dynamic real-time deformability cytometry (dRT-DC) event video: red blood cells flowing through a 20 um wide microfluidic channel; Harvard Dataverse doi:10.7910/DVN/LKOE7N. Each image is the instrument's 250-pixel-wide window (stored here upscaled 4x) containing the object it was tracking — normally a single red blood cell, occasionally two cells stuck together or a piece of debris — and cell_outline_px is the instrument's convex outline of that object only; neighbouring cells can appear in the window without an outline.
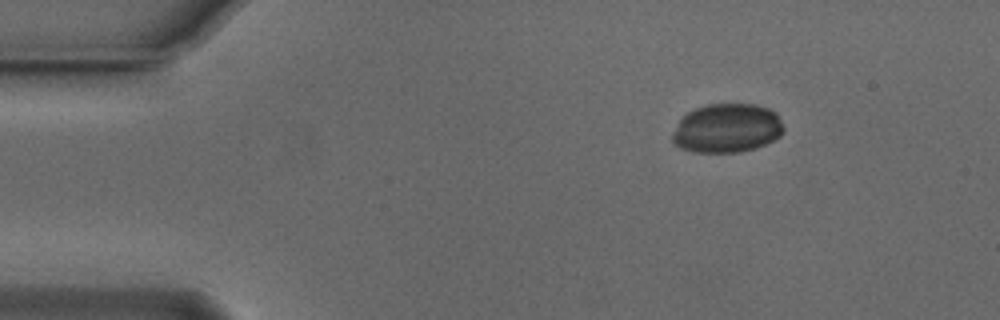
{"species": "Egyptian fruit bat (a non-hibernating species)", "species_latin": "Rousettus aegyptiacus", "temperature_condition": "cold", "stored_images_in_passage": 48, "camera_frame_rate_fps": 3000, "um_per_image_px": 0.085, "animal": {"sex": "male"}, "frame": {"image": 1, "passage_image": 1, "time_ms": 0.0, "image_size_px": [1000, 320], "cell_outline_px": [[784, 132], [780, 136], [756, 148], [736, 152], [692, 152], [680, 148], [672, 140], [672, 132], [680, 120], [688, 112], [696, 108], [708, 104], [756, 104], [768, 108], [776, 112], [784, 128]], "centroid_in_image_um": [61.8, 10.9], "position_along_channel_um": 23.2, "area_um2": 31.73}}
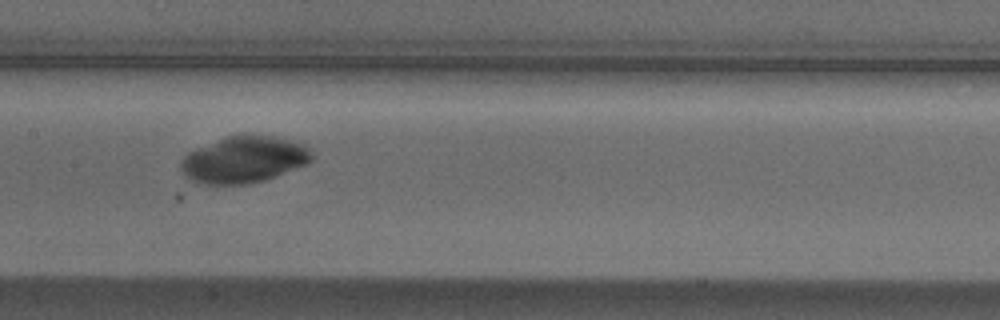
{"frame": {"image": 2, "passage_image": 20, "time_ms": 6.333, "image_size_px": [1000, 320], "cell_outline_px": [[312, 160], [308, 164], [264, 180], [248, 184], [204, 184], [192, 180], [180, 168], [180, 164], [184, 156], [188, 152], [196, 148], [228, 136], [272, 136], [308, 144], [312, 152]], "centroid_in_image_um": [20.78, 13.57], "position_along_channel_um": 186.6, "area_um2": 35.26}}
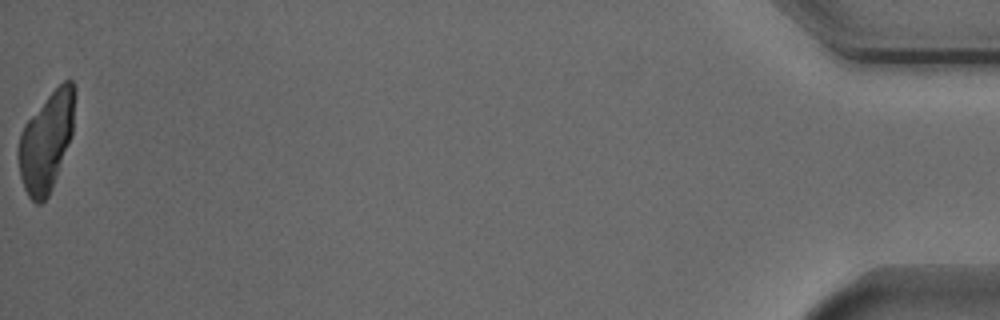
{"frame": {"image": 3, "passage_image": 48, "time_ms": 15.667, "image_size_px": [1000, 320], "cell_outline_px": [[76, 96], [72, 136], [52, 188], [48, 196], [40, 204], [36, 204], [28, 196], [24, 188], [20, 176], [16, 148], [20, 132], [24, 124], [48, 96], [64, 80], [72, 80], [76, 88]], "centroid_in_image_um": [3.94, 12.02], "position_along_channel_um": 431.3, "area_um2": 32.77}}